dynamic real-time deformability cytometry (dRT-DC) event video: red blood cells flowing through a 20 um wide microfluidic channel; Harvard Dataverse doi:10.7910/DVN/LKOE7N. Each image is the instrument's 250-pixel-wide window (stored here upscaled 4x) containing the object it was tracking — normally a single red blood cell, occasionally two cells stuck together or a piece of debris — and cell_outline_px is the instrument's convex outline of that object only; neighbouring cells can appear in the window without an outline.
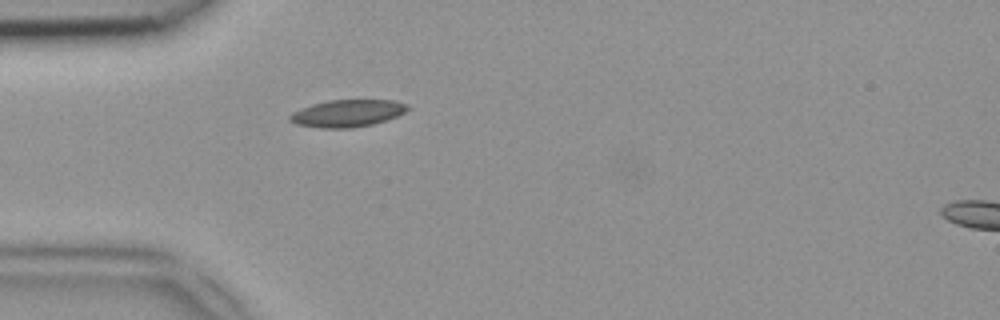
{"species": "common noctule bat (a hibernating species)", "species_latin": "Nyctalus noctula", "temperature_condition": "room temperature", "stored_images_in_passage": 35, "camera_frame_rate_fps": 3000, "um_per_image_px": 0.085, "animal": {"sex": "female", "body_mass_g": 18.4}, "frame": {"image": 1, "passage_image": 3, "time_ms": 0.667, "image_size_px": [1000, 320], "cell_outline_px": [[412, 108], [396, 116], [372, 124], [352, 128], [320, 128], [296, 124], [288, 120], [288, 116], [292, 112], [300, 108], [312, 104], [328, 100], [396, 100], [408, 104]], "centroid_in_image_um": [29.51, 9.62], "position_along_channel_um": 55.5, "area_um2": 18.79}}
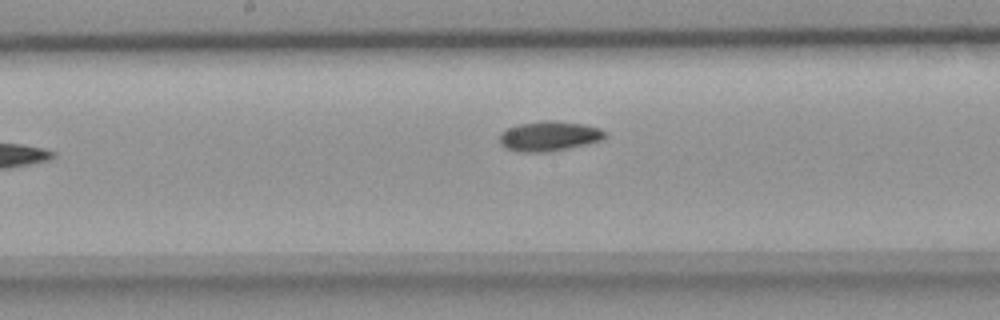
{"frame": {"image": 2, "passage_image": 14, "time_ms": 4.333, "image_size_px": [1000, 320], "cell_outline_px": [[608, 136], [600, 140], [588, 144], [552, 152], [520, 152], [504, 148], [500, 144], [500, 132], [516, 124], [540, 120], [552, 120], [584, 124], [600, 128], [608, 132]], "centroid_in_image_um": [46.68, 11.57], "position_along_channel_um": 201.5, "area_um2": 18.84}}
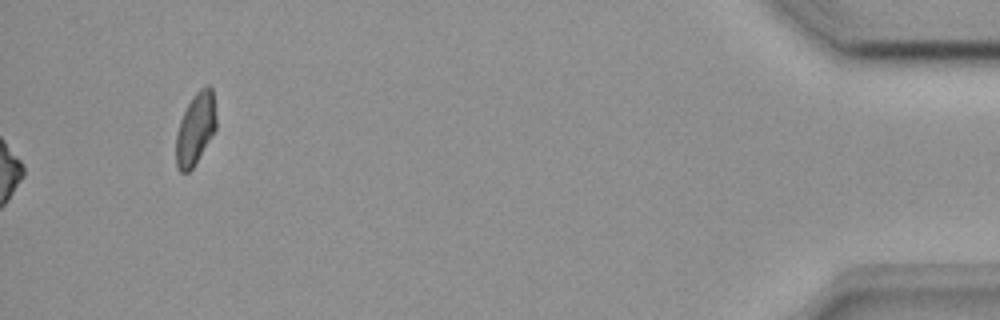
{"frame": {"image": 3, "passage_image": 35, "time_ms": 11.333, "image_size_px": [1000, 320], "cell_outline_px": [[216, 128], [192, 168], [188, 172], [180, 172], [176, 168], [176, 136], [180, 120], [192, 96], [200, 88], [208, 84], [212, 88], [216, 116]], "centroid_in_image_um": [16.6, 10.92], "position_along_channel_um": 418.6, "area_um2": 16.65}}